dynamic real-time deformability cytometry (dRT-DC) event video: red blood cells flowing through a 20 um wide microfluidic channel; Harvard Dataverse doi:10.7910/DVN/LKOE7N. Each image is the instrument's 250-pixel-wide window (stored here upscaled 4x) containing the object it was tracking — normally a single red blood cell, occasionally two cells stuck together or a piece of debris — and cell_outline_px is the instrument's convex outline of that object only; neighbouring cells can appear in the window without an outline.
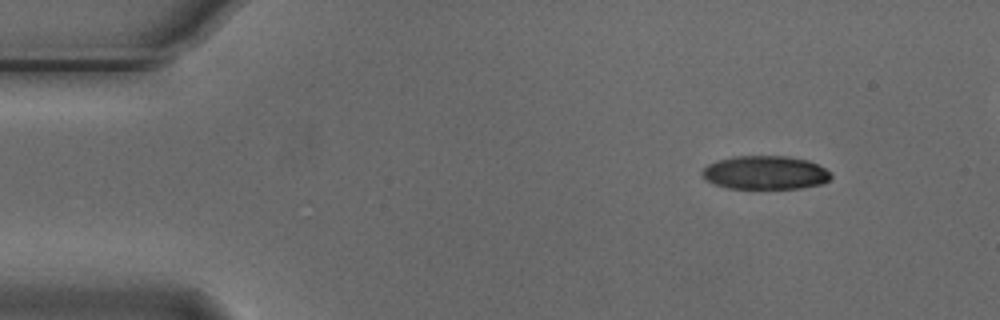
{"species": "Egyptian fruit bat (a non-hibernating species)", "species_latin": "Rousettus aegyptiacus", "temperature_condition": "cold", "stored_images_in_passage": 4, "camera_frame_rate_fps": 3000, "um_per_image_px": 0.085, "animal": {"sex": "male"}, "frame": {"image": 1, "passage_image": 1, "time_ms": 0.0, "image_size_px": [1000, 320], "cell_outline_px": [[832, 176], [828, 180], [820, 184], [800, 188], [728, 188], [712, 184], [704, 180], [700, 176], [700, 172], [708, 164], [716, 160], [732, 156], [788, 156], [808, 160], [832, 172]], "centroid_in_image_um": [64.98, 14.67], "position_along_channel_um": 20.0, "area_um2": 25.43}}